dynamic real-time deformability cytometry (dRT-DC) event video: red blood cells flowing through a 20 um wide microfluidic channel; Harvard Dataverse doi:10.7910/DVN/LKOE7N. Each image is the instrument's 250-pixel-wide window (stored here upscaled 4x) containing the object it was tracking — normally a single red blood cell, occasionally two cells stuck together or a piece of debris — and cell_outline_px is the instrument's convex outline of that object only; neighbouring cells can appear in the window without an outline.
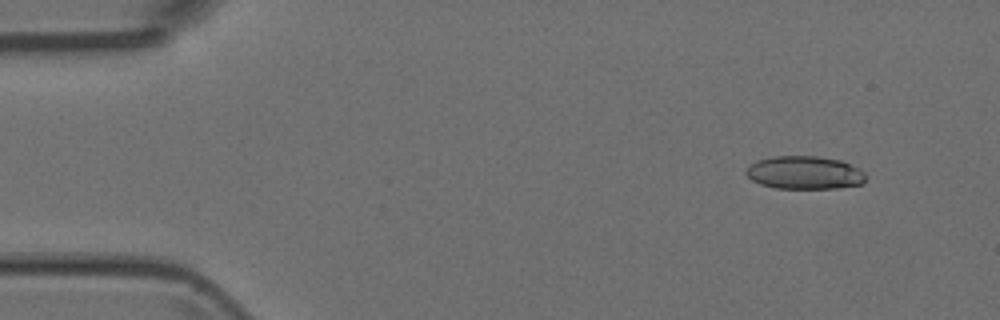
{"species": "Egyptian fruit bat (a non-hibernating species)", "species_latin": "Rousettus aegyptiacus", "temperature_condition": "room temperature", "stored_images_in_passage": 4, "camera_frame_rate_fps": 3000, "um_per_image_px": 0.085, "animal": {"sex": "female"}, "frame": {"image": 1, "passage_image": 1, "time_ms": 0.0, "image_size_px": [1000, 320], "cell_outline_px": [[868, 176], [864, 184], [836, 188], [776, 188], [760, 184], [752, 180], [744, 172], [748, 164], [756, 160], [772, 156], [816, 156], [840, 160], [860, 168]], "centroid_in_image_um": [68.39, 14.67], "position_along_channel_um": 16.6, "area_um2": 23.41}}
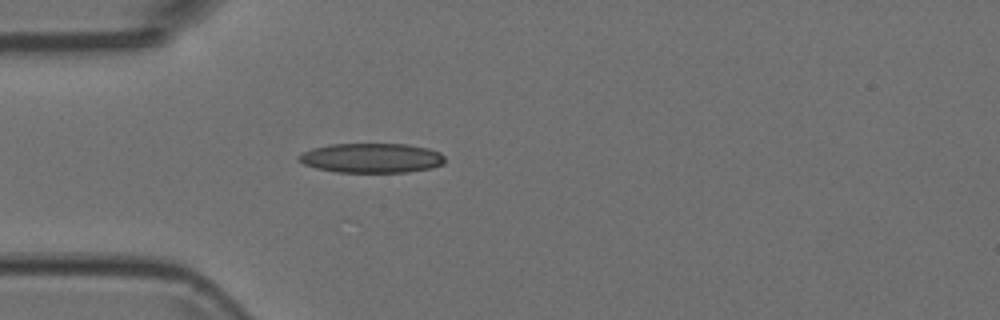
{"frame": {"image": 2, "passage_image": 4, "time_ms": 1.0, "image_size_px": [1000, 320], "cell_outline_px": [[444, 164], [432, 168], [408, 172], [336, 172], [316, 168], [304, 164], [296, 160], [296, 156], [312, 148], [328, 144], [408, 144], [428, 148], [440, 152], [444, 156]], "centroid_in_image_um": [31.57, 13.43], "position_along_channel_um": 53.4, "area_um2": 25.43}}